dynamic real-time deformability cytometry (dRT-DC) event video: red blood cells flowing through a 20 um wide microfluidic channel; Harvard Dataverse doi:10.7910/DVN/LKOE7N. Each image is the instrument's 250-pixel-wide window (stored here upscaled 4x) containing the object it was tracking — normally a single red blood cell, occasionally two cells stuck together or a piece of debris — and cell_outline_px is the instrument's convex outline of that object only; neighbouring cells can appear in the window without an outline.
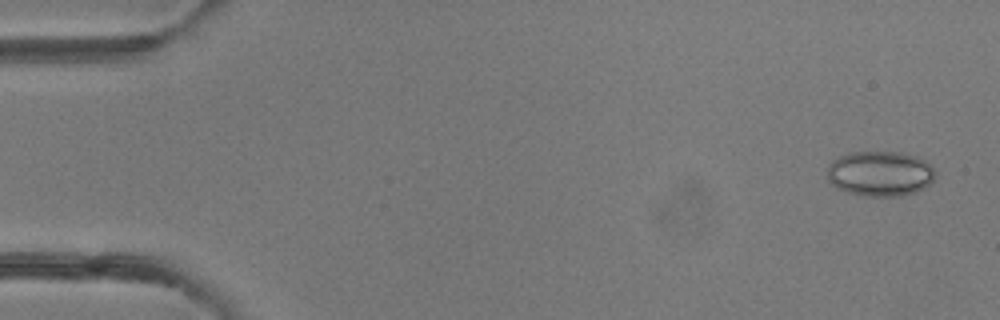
{"species": "common noctule bat (a hibernating species)", "species_latin": "Nyctalus noctula", "temperature_condition": "room temperature", "stored_images_in_passage": 49, "camera_frame_rate_fps": 3000, "um_per_image_px": 0.085, "animal": {"sex": "female"}, "frame": {"image": 1, "passage_image": 2, "time_ms": 0.333, "image_size_px": [1000, 320], "cell_outline_px": [[936, 176], [932, 184], [916, 192], [900, 196], [864, 196], [848, 192], [836, 188], [828, 180], [828, 164], [832, 160], [848, 152], [900, 152], [916, 156], [924, 160], [936, 172]], "centroid_in_image_um": [74.82, 14.76], "position_along_channel_um": 10.2, "area_um2": 28.73}}
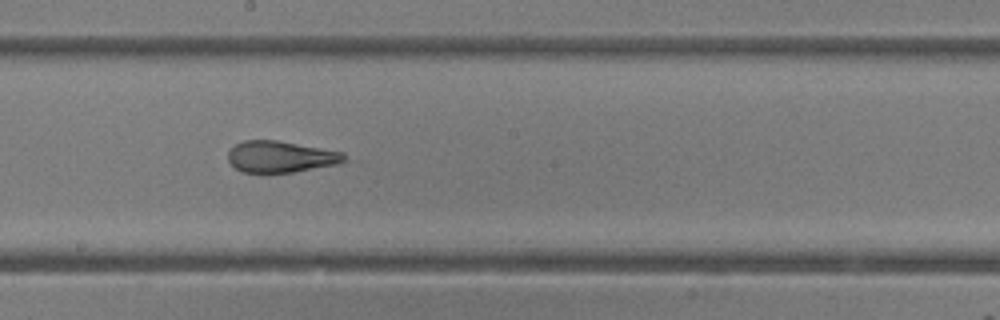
{"frame": {"image": 2, "passage_image": 27, "time_ms": 8.667, "image_size_px": [1000, 320], "cell_outline_px": [[344, 160], [340, 164], [292, 172], [240, 172], [228, 160], [228, 152], [236, 144], [244, 140], [276, 140], [344, 152]], "centroid_in_image_um": [23.85, 13.32], "position_along_channel_um": 224.4, "area_um2": 21.1}}
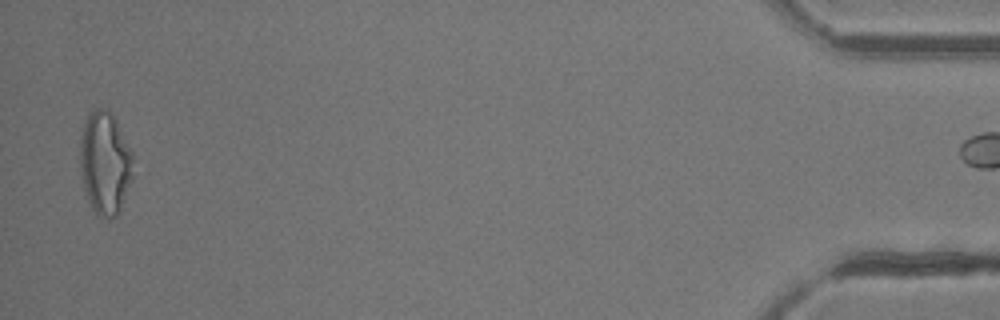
{"frame": {"image": 3, "passage_image": 48, "time_ms": 15.667, "image_size_px": [1000, 320], "cell_outline_px": [[132, 180], [120, 212], [112, 220], [104, 220], [96, 216], [88, 200], [84, 188], [80, 168], [80, 136], [84, 120], [88, 112], [96, 108], [108, 108], [116, 120], [132, 152]], "centroid_in_image_um": [8.91, 13.88], "position_along_channel_um": 426.3, "area_um2": 32.48}}